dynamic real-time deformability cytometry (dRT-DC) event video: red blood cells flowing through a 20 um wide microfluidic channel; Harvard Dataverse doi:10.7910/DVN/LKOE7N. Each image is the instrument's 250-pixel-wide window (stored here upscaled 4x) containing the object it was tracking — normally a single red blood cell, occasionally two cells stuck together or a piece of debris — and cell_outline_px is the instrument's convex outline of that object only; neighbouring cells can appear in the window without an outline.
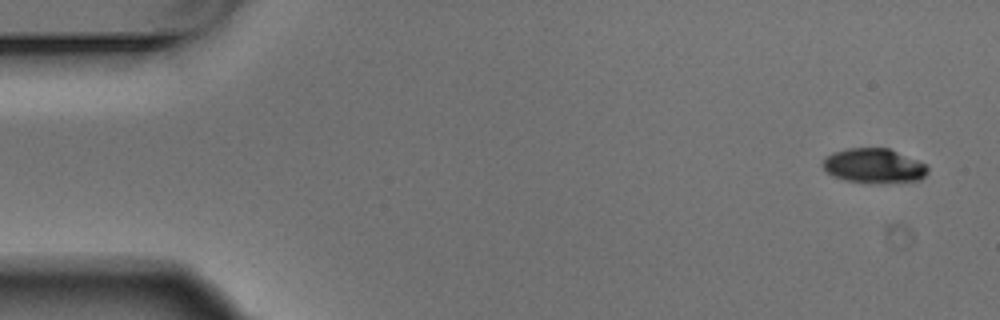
{"species": "Egyptian fruit bat (a non-hibernating species)", "species_latin": "Rousettus aegyptiacus", "temperature_condition": "warm", "stored_images_in_passage": 4, "camera_frame_rate_fps": 3000, "um_per_image_px": 0.085, "animal": {"sex": "male"}, "frame": {"image": 1, "passage_image": 1, "time_ms": 0.0, "image_size_px": [1000, 320], "cell_outline_px": [[928, 172], [920, 180], [844, 180], [832, 176], [824, 168], [824, 160], [832, 152], [848, 148], [888, 148], [916, 160], [924, 164], [928, 168]], "centroid_in_image_um": [74.25, 14.04], "position_along_channel_um": 10.8, "area_um2": 19.94}}
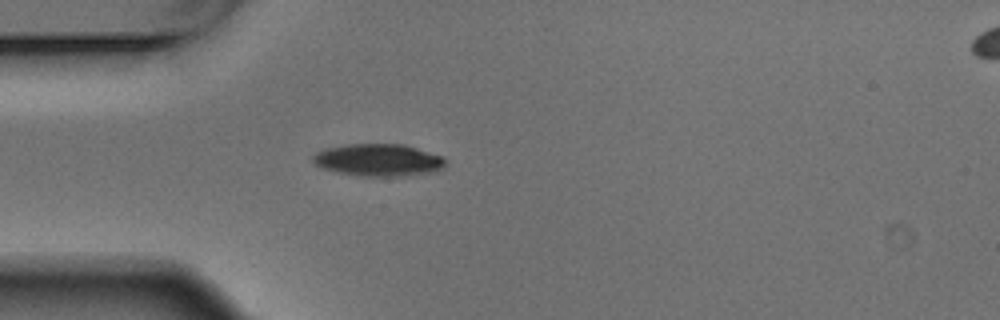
{"frame": {"image": 2, "passage_image": 4, "time_ms": 1.0, "image_size_px": [1000, 320], "cell_outline_px": [[444, 168], [436, 172], [404, 176], [360, 176], [336, 172], [320, 168], [312, 160], [312, 156], [316, 152], [328, 148], [348, 144], [404, 144], [440, 156], [444, 160]], "centroid_in_image_um": [32.14, 13.61], "position_along_channel_um": 52.9, "area_um2": 24.91}}